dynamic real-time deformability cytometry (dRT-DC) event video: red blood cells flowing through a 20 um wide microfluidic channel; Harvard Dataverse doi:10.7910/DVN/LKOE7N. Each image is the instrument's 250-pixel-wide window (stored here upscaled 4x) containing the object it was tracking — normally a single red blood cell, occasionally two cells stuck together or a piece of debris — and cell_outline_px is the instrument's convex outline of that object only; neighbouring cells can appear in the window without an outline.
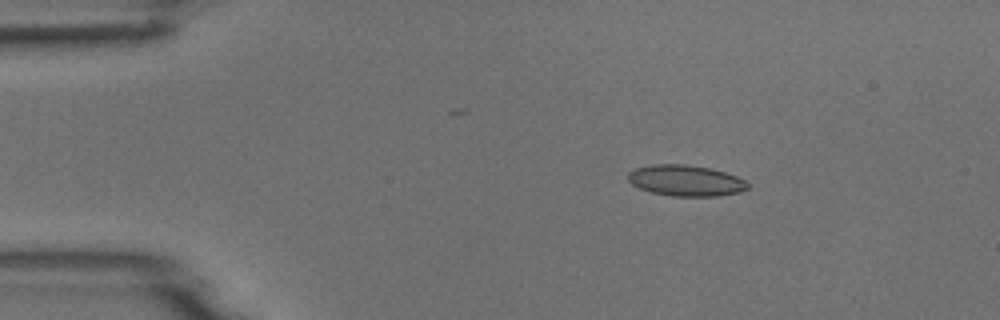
{"species": "common noctule bat (a hibernating species)", "species_latin": "Nyctalus noctula", "temperature_condition": "room temperature", "stored_images_in_passage": 5, "camera_frame_rate_fps": 3000, "um_per_image_px": 0.085, "animal": {"sex": "male", "body_mass_g": 18.8}, "frame": {"image": 1, "passage_image": 3, "time_ms": 2.333, "image_size_px": [1000, 320], "cell_outline_px": [[748, 188], [740, 192], [720, 196], [672, 196], [652, 192], [640, 188], [632, 184], [628, 180], [628, 172], [636, 168], [652, 164], [684, 164], [712, 168], [736, 176], [744, 180], [748, 184]], "centroid_in_image_um": [58.29, 15.34], "position_along_channel_um": 26.7, "area_um2": 21.62}}
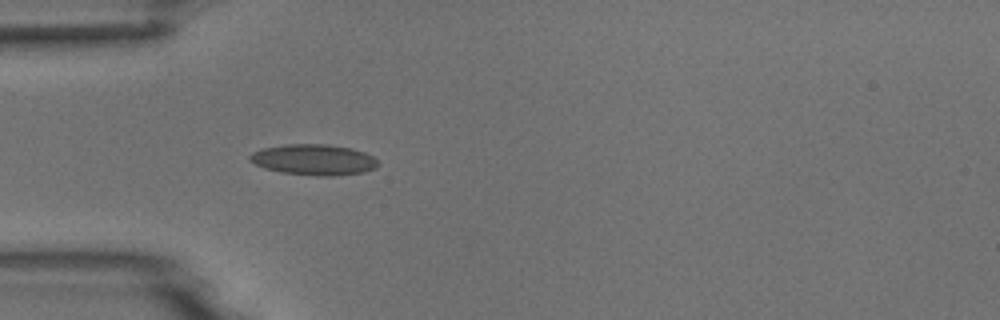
{"frame": {"image": 2, "passage_image": 5, "time_ms": 4.667, "image_size_px": [1000, 320], "cell_outline_px": [[380, 164], [376, 168], [364, 172], [336, 176], [316, 176], [280, 172], [264, 168], [248, 160], [248, 156], [252, 152], [264, 148], [284, 144], [328, 144], [352, 148], [364, 152], [372, 156]], "centroid_in_image_um": [26.68, 13.58], "position_along_channel_um": 58.3, "area_um2": 23.24}}